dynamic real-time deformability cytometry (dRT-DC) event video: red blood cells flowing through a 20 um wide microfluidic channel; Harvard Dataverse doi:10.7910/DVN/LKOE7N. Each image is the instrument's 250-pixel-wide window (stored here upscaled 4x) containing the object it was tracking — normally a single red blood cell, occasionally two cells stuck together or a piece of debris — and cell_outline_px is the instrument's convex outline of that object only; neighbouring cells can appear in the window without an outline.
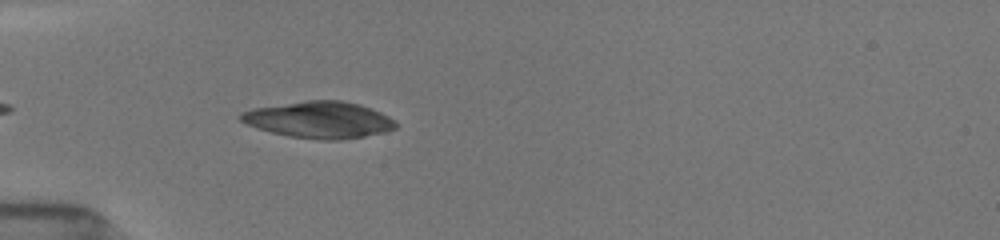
{"species": "common noctule bat (a hibernating species)", "species_latin": "Nyctalus noctula", "temperature_condition": "room temperature", "stored_images_in_passage": 12, "camera_frame_rate_fps": 3000, "um_per_image_px": 0.085, "animal": {"sex": "female", "body_mass_g": 19.5, "forearm_length_mm": 54.1}, "frame": {"image": 1, "passage_image": 4, "time_ms": 1.0, "image_size_px": [1000, 240], "cell_outline_px": [[396, 128], [384, 132], [364, 136], [340, 140], [320, 140], [288, 136], [256, 128], [240, 120], [236, 116], [252, 108], [308, 100], [340, 100], [360, 104], [380, 112], [388, 116], [396, 124]], "centroid_in_image_um": [27.11, 10.18], "position_along_channel_um": 57.9, "area_um2": 32.95}}